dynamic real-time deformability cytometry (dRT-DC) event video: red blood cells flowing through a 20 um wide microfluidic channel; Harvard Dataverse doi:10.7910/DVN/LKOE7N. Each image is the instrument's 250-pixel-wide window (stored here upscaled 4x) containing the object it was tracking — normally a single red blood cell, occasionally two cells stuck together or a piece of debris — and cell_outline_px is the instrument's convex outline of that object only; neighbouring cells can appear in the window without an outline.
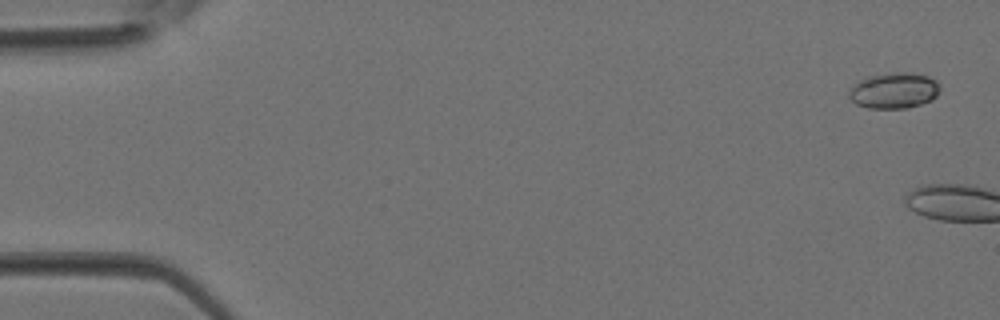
{"species": "Egyptian fruit bat (a non-hibernating species)", "species_latin": "Rousettus aegyptiacus", "temperature_condition": "room temperature", "stored_images_in_passage": 3, "camera_frame_rate_fps": 3000, "um_per_image_px": 0.085, "animal": {"sex": "female"}, "frame": {"image": 1, "passage_image": 3, "time_ms": 0.667, "image_size_px": [1000, 320], "cell_outline_px": [[940, 88], [936, 96], [932, 100], [908, 108], [868, 108], [856, 104], [848, 96], [848, 92], [860, 80], [868, 76], [888, 72], [908, 72], [928, 76], [936, 80]], "centroid_in_image_um": [76.0, 7.69], "position_along_channel_um": 9.0, "area_um2": 19.02}}